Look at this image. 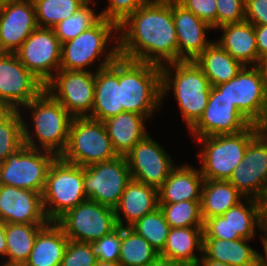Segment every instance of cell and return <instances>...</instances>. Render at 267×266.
I'll return each mask as SVG.
<instances>
[{"mask_svg": "<svg viewBox=\"0 0 267 266\" xmlns=\"http://www.w3.org/2000/svg\"><path fill=\"white\" fill-rule=\"evenodd\" d=\"M119 56L157 66L178 61L172 0H147L118 26Z\"/></svg>", "mask_w": 267, "mask_h": 266, "instance_id": "1", "label": "cell"}, {"mask_svg": "<svg viewBox=\"0 0 267 266\" xmlns=\"http://www.w3.org/2000/svg\"><path fill=\"white\" fill-rule=\"evenodd\" d=\"M211 87L208 78L194 61H177L161 66L162 100L170 92L169 89L173 90L188 129L202 116Z\"/></svg>", "mask_w": 267, "mask_h": 266, "instance_id": "2", "label": "cell"}, {"mask_svg": "<svg viewBox=\"0 0 267 266\" xmlns=\"http://www.w3.org/2000/svg\"><path fill=\"white\" fill-rule=\"evenodd\" d=\"M29 109L35 130L29 131L23 118V141L29 148L51 152L60 157L68 142L69 128L73 117L45 89L24 106ZM33 137L37 140H33ZM38 141L40 146L38 147ZM41 147V148H40Z\"/></svg>", "mask_w": 267, "mask_h": 266, "instance_id": "3", "label": "cell"}, {"mask_svg": "<svg viewBox=\"0 0 267 266\" xmlns=\"http://www.w3.org/2000/svg\"><path fill=\"white\" fill-rule=\"evenodd\" d=\"M119 85L123 112L147 118L161 106V67L119 56Z\"/></svg>", "mask_w": 267, "mask_h": 266, "instance_id": "4", "label": "cell"}, {"mask_svg": "<svg viewBox=\"0 0 267 266\" xmlns=\"http://www.w3.org/2000/svg\"><path fill=\"white\" fill-rule=\"evenodd\" d=\"M263 129L251 124L235 134H219L197 138L202 144L196 155L202 161L200 172L204 180H228L234 169L242 162L249 142Z\"/></svg>", "mask_w": 267, "mask_h": 266, "instance_id": "5", "label": "cell"}, {"mask_svg": "<svg viewBox=\"0 0 267 266\" xmlns=\"http://www.w3.org/2000/svg\"><path fill=\"white\" fill-rule=\"evenodd\" d=\"M115 32V34H114ZM118 26L101 18L95 25L80 33L77 37L61 44L60 69L87 71L96 59L106 53V57L99 63L97 69L109 66L118 56ZM115 38L114 45L109 51L107 44ZM107 51V52H106Z\"/></svg>", "mask_w": 267, "mask_h": 266, "instance_id": "6", "label": "cell"}, {"mask_svg": "<svg viewBox=\"0 0 267 266\" xmlns=\"http://www.w3.org/2000/svg\"><path fill=\"white\" fill-rule=\"evenodd\" d=\"M84 167L57 157L51 164L42 193L44 213L56 221L66 211L85 202Z\"/></svg>", "mask_w": 267, "mask_h": 266, "instance_id": "7", "label": "cell"}, {"mask_svg": "<svg viewBox=\"0 0 267 266\" xmlns=\"http://www.w3.org/2000/svg\"><path fill=\"white\" fill-rule=\"evenodd\" d=\"M118 156L104 122L90 117L72 119L68 142L60 156L62 160L86 167Z\"/></svg>", "mask_w": 267, "mask_h": 266, "instance_id": "8", "label": "cell"}, {"mask_svg": "<svg viewBox=\"0 0 267 266\" xmlns=\"http://www.w3.org/2000/svg\"><path fill=\"white\" fill-rule=\"evenodd\" d=\"M251 123L267 125V90L257 66H244L230 81L214 86Z\"/></svg>", "mask_w": 267, "mask_h": 266, "instance_id": "9", "label": "cell"}, {"mask_svg": "<svg viewBox=\"0 0 267 266\" xmlns=\"http://www.w3.org/2000/svg\"><path fill=\"white\" fill-rule=\"evenodd\" d=\"M57 156L23 145L0 163V185L43 193L48 170Z\"/></svg>", "mask_w": 267, "mask_h": 266, "instance_id": "10", "label": "cell"}, {"mask_svg": "<svg viewBox=\"0 0 267 266\" xmlns=\"http://www.w3.org/2000/svg\"><path fill=\"white\" fill-rule=\"evenodd\" d=\"M69 240L92 243L114 231L118 225L114 209L86 200L55 221Z\"/></svg>", "mask_w": 267, "mask_h": 266, "instance_id": "11", "label": "cell"}, {"mask_svg": "<svg viewBox=\"0 0 267 266\" xmlns=\"http://www.w3.org/2000/svg\"><path fill=\"white\" fill-rule=\"evenodd\" d=\"M132 179L125 156L84 167V189L88 200L115 208Z\"/></svg>", "mask_w": 267, "mask_h": 266, "instance_id": "12", "label": "cell"}, {"mask_svg": "<svg viewBox=\"0 0 267 266\" xmlns=\"http://www.w3.org/2000/svg\"><path fill=\"white\" fill-rule=\"evenodd\" d=\"M95 73L59 69L45 85L73 118L89 117L94 104Z\"/></svg>", "mask_w": 267, "mask_h": 266, "instance_id": "13", "label": "cell"}, {"mask_svg": "<svg viewBox=\"0 0 267 266\" xmlns=\"http://www.w3.org/2000/svg\"><path fill=\"white\" fill-rule=\"evenodd\" d=\"M224 214L213 216L204 221L203 238L224 240L253 239L255 230L262 233L261 202L254 198H245Z\"/></svg>", "mask_w": 267, "mask_h": 266, "instance_id": "14", "label": "cell"}, {"mask_svg": "<svg viewBox=\"0 0 267 266\" xmlns=\"http://www.w3.org/2000/svg\"><path fill=\"white\" fill-rule=\"evenodd\" d=\"M45 85L19 60L16 53L0 52V104L21 110L35 99Z\"/></svg>", "mask_w": 267, "mask_h": 266, "instance_id": "15", "label": "cell"}, {"mask_svg": "<svg viewBox=\"0 0 267 266\" xmlns=\"http://www.w3.org/2000/svg\"><path fill=\"white\" fill-rule=\"evenodd\" d=\"M15 53L44 85L60 69L61 43L52 28L37 27Z\"/></svg>", "mask_w": 267, "mask_h": 266, "instance_id": "16", "label": "cell"}, {"mask_svg": "<svg viewBox=\"0 0 267 266\" xmlns=\"http://www.w3.org/2000/svg\"><path fill=\"white\" fill-rule=\"evenodd\" d=\"M228 181L245 198L261 200L267 192V131L263 128L248 144L242 162Z\"/></svg>", "mask_w": 267, "mask_h": 266, "instance_id": "17", "label": "cell"}, {"mask_svg": "<svg viewBox=\"0 0 267 266\" xmlns=\"http://www.w3.org/2000/svg\"><path fill=\"white\" fill-rule=\"evenodd\" d=\"M125 157L132 179L157 189L176 166L169 153L150 135L139 141Z\"/></svg>", "mask_w": 267, "mask_h": 266, "instance_id": "18", "label": "cell"}, {"mask_svg": "<svg viewBox=\"0 0 267 266\" xmlns=\"http://www.w3.org/2000/svg\"><path fill=\"white\" fill-rule=\"evenodd\" d=\"M250 125L251 123L239 110L212 86L208 104L202 116L189 130L196 140L219 134H235Z\"/></svg>", "mask_w": 267, "mask_h": 266, "instance_id": "19", "label": "cell"}, {"mask_svg": "<svg viewBox=\"0 0 267 266\" xmlns=\"http://www.w3.org/2000/svg\"><path fill=\"white\" fill-rule=\"evenodd\" d=\"M32 0H16L0 6V52L15 53L37 28Z\"/></svg>", "mask_w": 267, "mask_h": 266, "instance_id": "20", "label": "cell"}, {"mask_svg": "<svg viewBox=\"0 0 267 266\" xmlns=\"http://www.w3.org/2000/svg\"><path fill=\"white\" fill-rule=\"evenodd\" d=\"M172 15L177 35L178 61H195L213 42L206 37V33L213 28L177 0H172Z\"/></svg>", "mask_w": 267, "mask_h": 266, "instance_id": "21", "label": "cell"}, {"mask_svg": "<svg viewBox=\"0 0 267 266\" xmlns=\"http://www.w3.org/2000/svg\"><path fill=\"white\" fill-rule=\"evenodd\" d=\"M0 220L5 223L47 224L42 194L30 189L0 185Z\"/></svg>", "mask_w": 267, "mask_h": 266, "instance_id": "22", "label": "cell"}, {"mask_svg": "<svg viewBox=\"0 0 267 266\" xmlns=\"http://www.w3.org/2000/svg\"><path fill=\"white\" fill-rule=\"evenodd\" d=\"M96 70L94 104L89 117L103 122L123 112L119 85V56L109 66Z\"/></svg>", "mask_w": 267, "mask_h": 266, "instance_id": "23", "label": "cell"}, {"mask_svg": "<svg viewBox=\"0 0 267 266\" xmlns=\"http://www.w3.org/2000/svg\"><path fill=\"white\" fill-rule=\"evenodd\" d=\"M157 208H159L158 189L131 179L114 208L117 225L119 227H130L144 215L155 211ZM120 214H123L125 219L121 218Z\"/></svg>", "mask_w": 267, "mask_h": 266, "instance_id": "24", "label": "cell"}, {"mask_svg": "<svg viewBox=\"0 0 267 266\" xmlns=\"http://www.w3.org/2000/svg\"><path fill=\"white\" fill-rule=\"evenodd\" d=\"M182 165V166H181ZM176 165L158 188L159 204L200 200L204 178L200 169L189 165Z\"/></svg>", "mask_w": 267, "mask_h": 266, "instance_id": "25", "label": "cell"}, {"mask_svg": "<svg viewBox=\"0 0 267 266\" xmlns=\"http://www.w3.org/2000/svg\"><path fill=\"white\" fill-rule=\"evenodd\" d=\"M223 35L216 42L243 66H257L259 55L255 40V25L243 21L220 26Z\"/></svg>", "mask_w": 267, "mask_h": 266, "instance_id": "26", "label": "cell"}, {"mask_svg": "<svg viewBox=\"0 0 267 266\" xmlns=\"http://www.w3.org/2000/svg\"><path fill=\"white\" fill-rule=\"evenodd\" d=\"M146 116L135 112H122L104 122L114 150L119 156H125L139 141L147 135Z\"/></svg>", "mask_w": 267, "mask_h": 266, "instance_id": "27", "label": "cell"}, {"mask_svg": "<svg viewBox=\"0 0 267 266\" xmlns=\"http://www.w3.org/2000/svg\"><path fill=\"white\" fill-rule=\"evenodd\" d=\"M68 237L55 221H49L37 234L23 266H61Z\"/></svg>", "mask_w": 267, "mask_h": 266, "instance_id": "28", "label": "cell"}, {"mask_svg": "<svg viewBox=\"0 0 267 266\" xmlns=\"http://www.w3.org/2000/svg\"><path fill=\"white\" fill-rule=\"evenodd\" d=\"M251 240L203 238L201 258L227 263L231 266H259V252L248 245Z\"/></svg>", "mask_w": 267, "mask_h": 266, "instance_id": "29", "label": "cell"}, {"mask_svg": "<svg viewBox=\"0 0 267 266\" xmlns=\"http://www.w3.org/2000/svg\"><path fill=\"white\" fill-rule=\"evenodd\" d=\"M203 227L170 228L167 241L159 257L197 266L202 256ZM201 253L198 257L194 252Z\"/></svg>", "mask_w": 267, "mask_h": 266, "instance_id": "30", "label": "cell"}, {"mask_svg": "<svg viewBox=\"0 0 267 266\" xmlns=\"http://www.w3.org/2000/svg\"><path fill=\"white\" fill-rule=\"evenodd\" d=\"M194 62L201 68L211 86L230 81L244 67L214 41Z\"/></svg>", "mask_w": 267, "mask_h": 266, "instance_id": "31", "label": "cell"}, {"mask_svg": "<svg viewBox=\"0 0 267 266\" xmlns=\"http://www.w3.org/2000/svg\"><path fill=\"white\" fill-rule=\"evenodd\" d=\"M245 199L228 180H204L200 198L203 221L224 214Z\"/></svg>", "mask_w": 267, "mask_h": 266, "instance_id": "32", "label": "cell"}, {"mask_svg": "<svg viewBox=\"0 0 267 266\" xmlns=\"http://www.w3.org/2000/svg\"><path fill=\"white\" fill-rule=\"evenodd\" d=\"M46 224L6 223V262L2 266H23L30 256L35 238Z\"/></svg>", "mask_w": 267, "mask_h": 266, "instance_id": "33", "label": "cell"}, {"mask_svg": "<svg viewBox=\"0 0 267 266\" xmlns=\"http://www.w3.org/2000/svg\"><path fill=\"white\" fill-rule=\"evenodd\" d=\"M159 257V252L130 227H121L118 262L122 266H147Z\"/></svg>", "mask_w": 267, "mask_h": 266, "instance_id": "34", "label": "cell"}, {"mask_svg": "<svg viewBox=\"0 0 267 266\" xmlns=\"http://www.w3.org/2000/svg\"><path fill=\"white\" fill-rule=\"evenodd\" d=\"M36 23L40 28H53L72 16L88 0H32Z\"/></svg>", "mask_w": 267, "mask_h": 266, "instance_id": "35", "label": "cell"}, {"mask_svg": "<svg viewBox=\"0 0 267 266\" xmlns=\"http://www.w3.org/2000/svg\"><path fill=\"white\" fill-rule=\"evenodd\" d=\"M130 228L138 235L144 237L159 253L165 247L170 230V226L166 222L160 207L144 215L141 219L132 224Z\"/></svg>", "mask_w": 267, "mask_h": 266, "instance_id": "36", "label": "cell"}, {"mask_svg": "<svg viewBox=\"0 0 267 266\" xmlns=\"http://www.w3.org/2000/svg\"><path fill=\"white\" fill-rule=\"evenodd\" d=\"M91 2L92 0H88L72 16L59 22L52 28L61 44L77 37L101 19L100 13L96 14L94 9L89 7Z\"/></svg>", "mask_w": 267, "mask_h": 266, "instance_id": "37", "label": "cell"}, {"mask_svg": "<svg viewBox=\"0 0 267 266\" xmlns=\"http://www.w3.org/2000/svg\"><path fill=\"white\" fill-rule=\"evenodd\" d=\"M22 117L20 110H10L0 120V163L24 145Z\"/></svg>", "mask_w": 267, "mask_h": 266, "instance_id": "38", "label": "cell"}, {"mask_svg": "<svg viewBox=\"0 0 267 266\" xmlns=\"http://www.w3.org/2000/svg\"><path fill=\"white\" fill-rule=\"evenodd\" d=\"M170 228L203 227L200 200L159 204Z\"/></svg>", "mask_w": 267, "mask_h": 266, "instance_id": "39", "label": "cell"}, {"mask_svg": "<svg viewBox=\"0 0 267 266\" xmlns=\"http://www.w3.org/2000/svg\"><path fill=\"white\" fill-rule=\"evenodd\" d=\"M96 261L92 243L68 240L61 266H95Z\"/></svg>", "mask_w": 267, "mask_h": 266, "instance_id": "40", "label": "cell"}, {"mask_svg": "<svg viewBox=\"0 0 267 266\" xmlns=\"http://www.w3.org/2000/svg\"><path fill=\"white\" fill-rule=\"evenodd\" d=\"M216 29L245 21V0H216Z\"/></svg>", "mask_w": 267, "mask_h": 266, "instance_id": "41", "label": "cell"}, {"mask_svg": "<svg viewBox=\"0 0 267 266\" xmlns=\"http://www.w3.org/2000/svg\"><path fill=\"white\" fill-rule=\"evenodd\" d=\"M108 7L100 12L101 18L122 24L132 13L140 8L147 0H108Z\"/></svg>", "mask_w": 267, "mask_h": 266, "instance_id": "42", "label": "cell"}, {"mask_svg": "<svg viewBox=\"0 0 267 266\" xmlns=\"http://www.w3.org/2000/svg\"><path fill=\"white\" fill-rule=\"evenodd\" d=\"M96 257L102 261L117 262L121 246V227L92 242Z\"/></svg>", "mask_w": 267, "mask_h": 266, "instance_id": "43", "label": "cell"}, {"mask_svg": "<svg viewBox=\"0 0 267 266\" xmlns=\"http://www.w3.org/2000/svg\"><path fill=\"white\" fill-rule=\"evenodd\" d=\"M187 10H190L201 20L216 30V0H177Z\"/></svg>", "mask_w": 267, "mask_h": 266, "instance_id": "44", "label": "cell"}, {"mask_svg": "<svg viewBox=\"0 0 267 266\" xmlns=\"http://www.w3.org/2000/svg\"><path fill=\"white\" fill-rule=\"evenodd\" d=\"M245 21L267 25V0H245Z\"/></svg>", "mask_w": 267, "mask_h": 266, "instance_id": "45", "label": "cell"}, {"mask_svg": "<svg viewBox=\"0 0 267 266\" xmlns=\"http://www.w3.org/2000/svg\"><path fill=\"white\" fill-rule=\"evenodd\" d=\"M255 40L259 60L267 57V25H255Z\"/></svg>", "mask_w": 267, "mask_h": 266, "instance_id": "46", "label": "cell"}, {"mask_svg": "<svg viewBox=\"0 0 267 266\" xmlns=\"http://www.w3.org/2000/svg\"><path fill=\"white\" fill-rule=\"evenodd\" d=\"M6 223L0 220V256L6 257L7 245L5 239Z\"/></svg>", "mask_w": 267, "mask_h": 266, "instance_id": "47", "label": "cell"}, {"mask_svg": "<svg viewBox=\"0 0 267 266\" xmlns=\"http://www.w3.org/2000/svg\"><path fill=\"white\" fill-rule=\"evenodd\" d=\"M147 266H188V265L178 261H173L162 257H158L155 261L148 264Z\"/></svg>", "mask_w": 267, "mask_h": 266, "instance_id": "48", "label": "cell"}, {"mask_svg": "<svg viewBox=\"0 0 267 266\" xmlns=\"http://www.w3.org/2000/svg\"><path fill=\"white\" fill-rule=\"evenodd\" d=\"M257 67L259 68L262 74V78L267 90V57H264L261 60H259Z\"/></svg>", "mask_w": 267, "mask_h": 266, "instance_id": "49", "label": "cell"}, {"mask_svg": "<svg viewBox=\"0 0 267 266\" xmlns=\"http://www.w3.org/2000/svg\"><path fill=\"white\" fill-rule=\"evenodd\" d=\"M260 202H261L262 226H267V192L262 197Z\"/></svg>", "mask_w": 267, "mask_h": 266, "instance_id": "50", "label": "cell"}, {"mask_svg": "<svg viewBox=\"0 0 267 266\" xmlns=\"http://www.w3.org/2000/svg\"><path fill=\"white\" fill-rule=\"evenodd\" d=\"M197 266H231V265L223 262L213 261L208 258H200L197 263Z\"/></svg>", "mask_w": 267, "mask_h": 266, "instance_id": "51", "label": "cell"}, {"mask_svg": "<svg viewBox=\"0 0 267 266\" xmlns=\"http://www.w3.org/2000/svg\"><path fill=\"white\" fill-rule=\"evenodd\" d=\"M95 266H122L118 261L117 262H109V261H102L97 259Z\"/></svg>", "mask_w": 267, "mask_h": 266, "instance_id": "52", "label": "cell"}, {"mask_svg": "<svg viewBox=\"0 0 267 266\" xmlns=\"http://www.w3.org/2000/svg\"><path fill=\"white\" fill-rule=\"evenodd\" d=\"M264 256L259 253V266H267V248L263 245Z\"/></svg>", "mask_w": 267, "mask_h": 266, "instance_id": "53", "label": "cell"}, {"mask_svg": "<svg viewBox=\"0 0 267 266\" xmlns=\"http://www.w3.org/2000/svg\"><path fill=\"white\" fill-rule=\"evenodd\" d=\"M262 232H263V235H261L262 245H264L267 248V226H262Z\"/></svg>", "mask_w": 267, "mask_h": 266, "instance_id": "54", "label": "cell"}, {"mask_svg": "<svg viewBox=\"0 0 267 266\" xmlns=\"http://www.w3.org/2000/svg\"><path fill=\"white\" fill-rule=\"evenodd\" d=\"M10 111V109L0 104V120Z\"/></svg>", "mask_w": 267, "mask_h": 266, "instance_id": "55", "label": "cell"}, {"mask_svg": "<svg viewBox=\"0 0 267 266\" xmlns=\"http://www.w3.org/2000/svg\"><path fill=\"white\" fill-rule=\"evenodd\" d=\"M13 1H16V0H0V6L4 5V4H8V3L13 2Z\"/></svg>", "mask_w": 267, "mask_h": 266, "instance_id": "56", "label": "cell"}]
</instances>
